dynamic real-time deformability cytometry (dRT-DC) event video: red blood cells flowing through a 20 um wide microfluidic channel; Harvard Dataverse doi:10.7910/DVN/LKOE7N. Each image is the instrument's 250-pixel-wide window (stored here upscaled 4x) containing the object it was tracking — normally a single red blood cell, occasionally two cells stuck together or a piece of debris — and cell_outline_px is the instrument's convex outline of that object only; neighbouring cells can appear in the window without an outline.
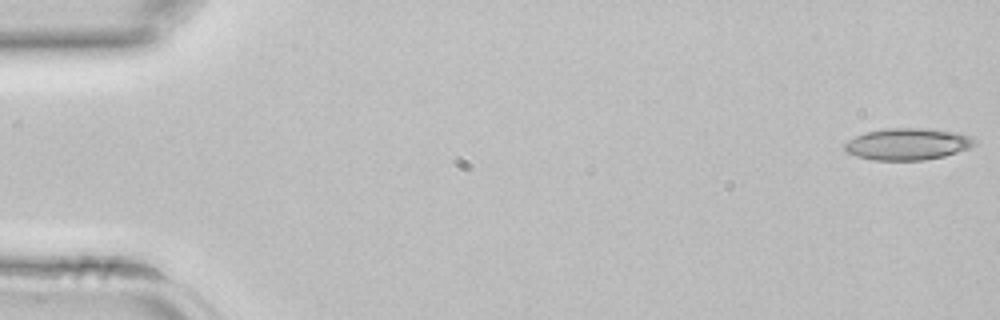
{"species": "common noctule bat (a hibernating species)", "species_latin": "Nyctalus noctula", "temperature_condition": "room temperature", "stored_images_in_passage": 42, "camera_frame_rate_fps": 3000, "um_per_image_px": 0.085, "animal": {"sex": "female", "body_mass_g": 22.7, "forearm_length_mm": 54.2}, "frame": {"image": 1, "passage_image": 1, "time_ms": 0.0, "image_size_px": [1000, 320], "cell_outline_px": [[976, 144], [968, 148], [944, 156], [924, 160], [872, 160], [856, 156], [848, 152], [844, 148], [844, 144], [848, 140], [864, 132], [888, 128], [928, 128], [960, 132], [972, 136], [976, 140]], "centroid_in_image_um": [77.17, 12.23], "position_along_channel_um": 7.8, "area_um2": 24.22}}
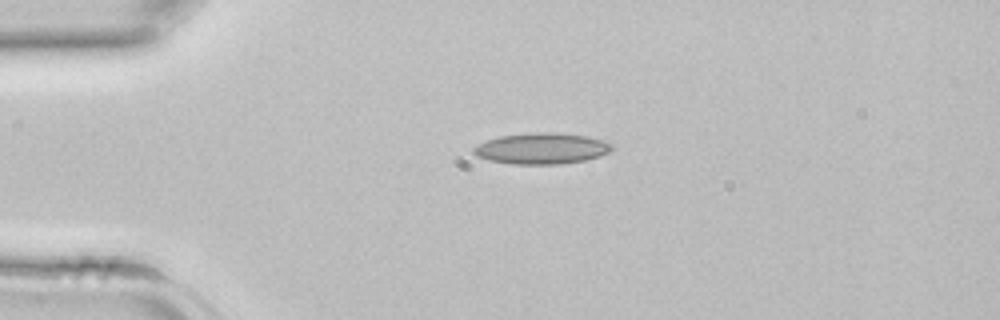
{"frame": {"image": 2, "passage_image": 10, "time_ms": 3.0, "image_size_px": [1000, 320], "cell_outline_px": [[612, 148], [608, 152], [600, 156], [584, 160], [560, 164], [512, 164], [488, 160], [476, 156], [472, 152], [472, 148], [488, 140], [500, 136], [536, 132], [552, 132], [584, 136], [604, 140], [612, 144]], "centroid_in_image_um": [46.02, 12.63], "position_along_channel_um": 39.0, "area_um2": 24.85}}